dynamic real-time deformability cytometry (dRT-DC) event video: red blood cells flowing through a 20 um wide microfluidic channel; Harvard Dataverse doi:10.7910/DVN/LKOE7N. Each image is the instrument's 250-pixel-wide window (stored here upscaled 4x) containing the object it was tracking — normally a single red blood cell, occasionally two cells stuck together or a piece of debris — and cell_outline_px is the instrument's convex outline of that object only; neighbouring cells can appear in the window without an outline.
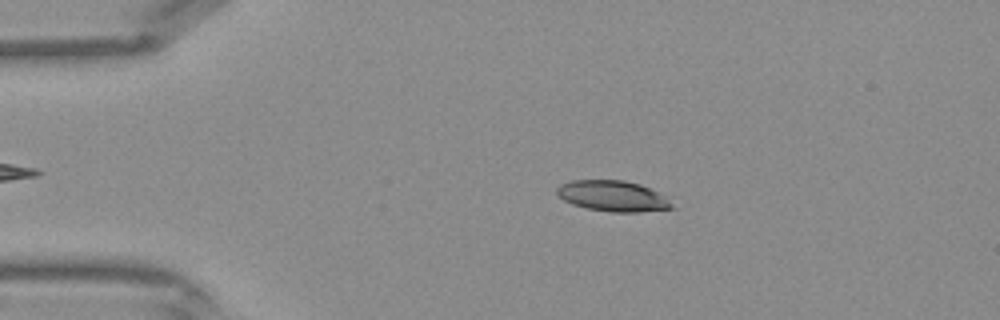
{"species": "Egyptian fruit bat (a non-hibernating species)", "species_latin": "Rousettus aegyptiacus", "temperature_condition": "warm", "stored_images_in_passage": 36, "camera_frame_rate_fps": 3000, "um_per_image_px": 0.085, "frame": {"image": 1, "passage_image": 8, "time_ms": 2.333, "image_size_px": [1000, 320], "cell_outline_px": [[676, 208], [640, 212], [612, 212], [588, 208], [572, 204], [564, 200], [556, 192], [556, 188], [560, 184], [572, 180], [624, 180], [640, 184], [656, 192], [668, 200]], "centroid_in_image_um": [52.06, 16.66], "position_along_channel_um": 32.9, "area_um2": 20.4}}
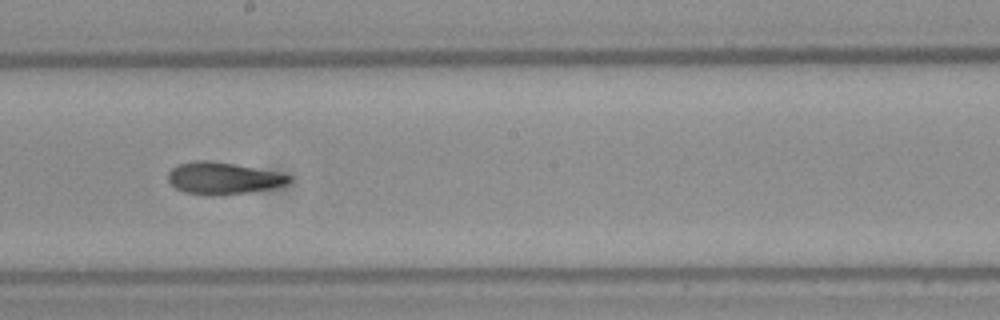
{"frame": {"image": 2, "passage_image": 23, "time_ms": 7.333, "image_size_px": [1000, 320], "cell_outline_px": [[292, 180], [284, 184], [272, 188], [248, 192], [184, 192], [176, 188], [168, 180], [168, 172], [172, 168], [180, 164], [196, 160], [208, 160], [232, 164], [292, 176]], "centroid_in_image_um": [18.93, 15.11], "position_along_channel_um": 229.3, "area_um2": 21.1}}
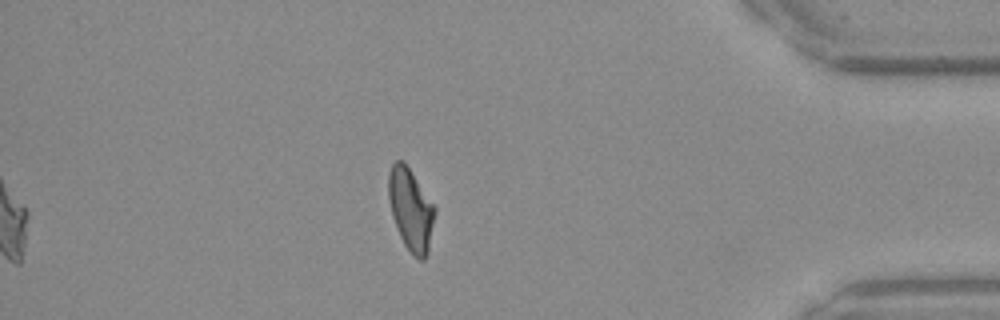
{"frame": {"image": 3, "passage_image": 36, "time_ms": 11.667, "image_size_px": [1000, 320], "cell_outline_px": [[436, 212], [428, 252], [424, 260], [420, 260], [404, 244], [400, 236], [392, 216], [388, 196], [388, 172], [392, 164], [396, 160], [404, 160], [436, 208]], "centroid_in_image_um": [34.91, 17.77], "position_along_channel_um": 400.3, "area_um2": 22.08}}